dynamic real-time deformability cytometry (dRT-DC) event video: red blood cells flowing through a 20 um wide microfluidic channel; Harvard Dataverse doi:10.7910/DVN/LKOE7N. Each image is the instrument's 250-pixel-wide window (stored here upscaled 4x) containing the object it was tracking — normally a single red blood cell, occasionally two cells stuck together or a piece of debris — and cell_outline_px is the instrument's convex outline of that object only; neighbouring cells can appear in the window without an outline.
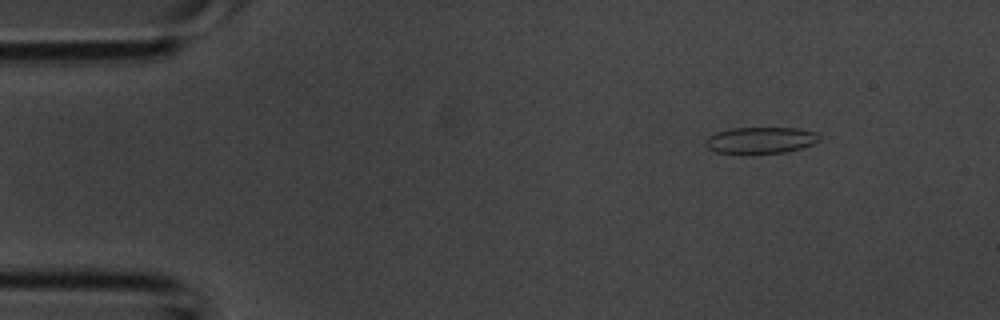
{"species": "common noctule bat (a hibernating species)", "species_latin": "Nyctalus noctula", "temperature_condition": "room temperature", "stored_images_in_passage": 4, "camera_frame_rate_fps": 3000, "um_per_image_px": 0.085, "animal": {"sex": "male", "body_mass_g": 20.1, "forearm_length_mm": 53.5}, "frame": {"image": 1, "passage_image": 1, "time_ms": 0.0, "image_size_px": [1000, 320], "cell_outline_px": [[820, 140], [812, 144], [800, 148], [784, 152], [716, 152], [708, 148], [704, 144], [704, 140], [708, 136], [716, 132], [732, 128], [796, 128], [816, 132], [820, 136]], "centroid_in_image_um": [64.64, 11.89], "position_along_channel_um": 20.4, "area_um2": 17.17}}
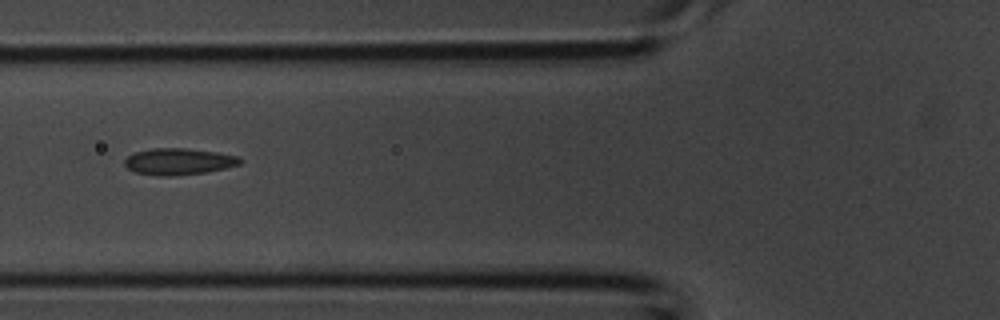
{"frame": {"image": 2, "passage_image": 4, "time_ms": 1.0, "image_size_px": [1000, 320], "cell_outline_px": [[244, 160], [240, 164], [224, 168], [204, 172], [172, 176], [156, 176], [136, 172], [128, 168], [124, 164], [124, 160], [128, 156], [136, 152], [152, 148], [188, 148], [216, 152], [240, 156]], "centroid_in_image_um": [15.2, 13.72], "position_along_channel_um": 110.6, "area_um2": 17.86}}